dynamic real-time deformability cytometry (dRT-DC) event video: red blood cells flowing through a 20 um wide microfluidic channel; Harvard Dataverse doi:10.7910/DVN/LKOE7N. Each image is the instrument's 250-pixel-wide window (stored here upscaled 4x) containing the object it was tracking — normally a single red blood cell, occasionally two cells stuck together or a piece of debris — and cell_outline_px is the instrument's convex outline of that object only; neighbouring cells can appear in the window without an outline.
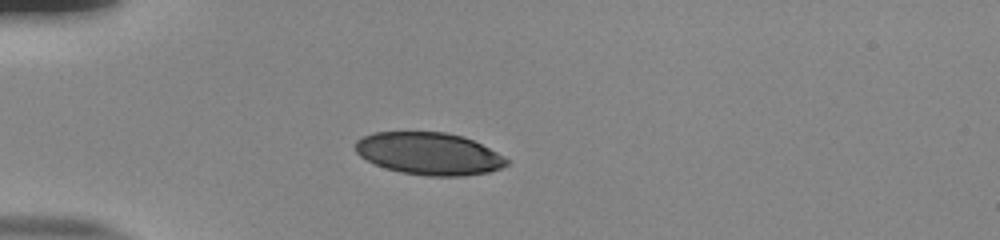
{"species": "human", "species_latin": "Homo sapiens", "temperature_condition": "room temperature", "stored_images_in_passage": 39, "camera_frame_rate_fps": 3000, "um_per_image_px": 0.085, "donor": {"sex": "male"}, "frame": {"image": 1, "passage_image": 1, "time_ms": 0.0, "image_size_px": [1000, 240], "cell_outline_px": [[508, 164], [500, 168], [488, 172], [460, 176], [424, 176], [400, 172], [384, 168], [360, 156], [356, 152], [356, 140], [372, 132], [448, 132], [464, 136], [496, 152], [508, 160]], "centroid_in_image_um": [36.44, 13.06], "position_along_channel_um": 48.6, "area_um2": 37.17}}
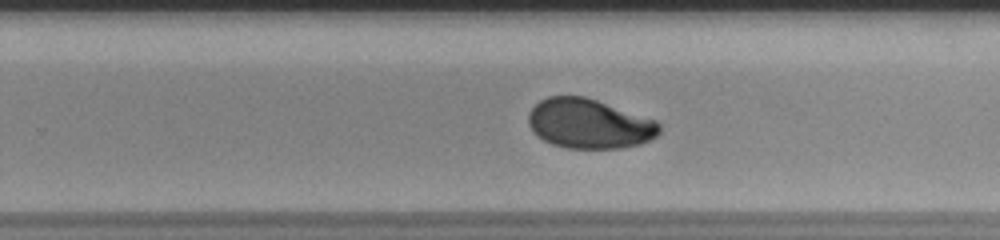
{"frame": {"image": 2, "passage_image": 21, "time_ms": 6.667, "image_size_px": [1000, 240], "cell_outline_px": [[660, 132], [656, 136], [640, 144], [620, 148], [568, 148], [552, 144], [536, 136], [532, 132], [528, 124], [528, 112], [540, 100], [548, 96], [584, 96], [656, 120], [660, 124]], "centroid_in_image_um": [50.05, 10.52], "position_along_channel_um": 279.8, "area_um2": 37.86}}
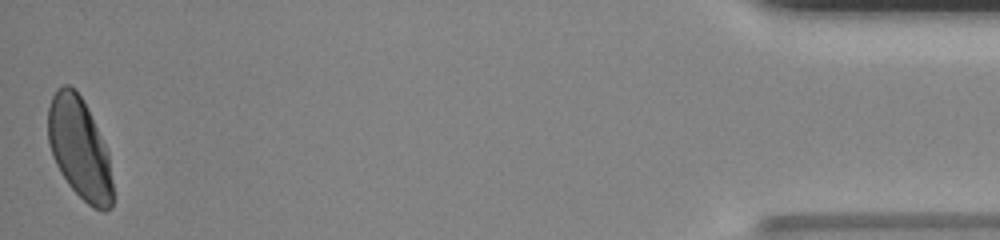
{"frame": {"image": 3, "passage_image": 39, "time_ms": 12.667, "image_size_px": [1000, 240], "cell_outline_px": [[112, 208], [104, 212], [92, 208], [68, 184], [60, 172], [56, 164], [48, 144], [48, 108], [52, 96], [56, 88], [64, 84], [68, 84], [80, 96], [108, 152], [112, 180]], "centroid_in_image_um": [6.74, 12.65], "position_along_channel_um": 428.5, "area_um2": 37.69}, "authors_computed_cell_mechanics": {"area_um2": 38.7838, "velocity_mm_per_s": 3.829, "shape_relaxation_time_tau1_ms": 3.7989, "shape_relaxation_time_tau2_ms": 0.9159, "deformation_change_tau1": 0.1518, "deformation_change_tau2": 0.0325}}